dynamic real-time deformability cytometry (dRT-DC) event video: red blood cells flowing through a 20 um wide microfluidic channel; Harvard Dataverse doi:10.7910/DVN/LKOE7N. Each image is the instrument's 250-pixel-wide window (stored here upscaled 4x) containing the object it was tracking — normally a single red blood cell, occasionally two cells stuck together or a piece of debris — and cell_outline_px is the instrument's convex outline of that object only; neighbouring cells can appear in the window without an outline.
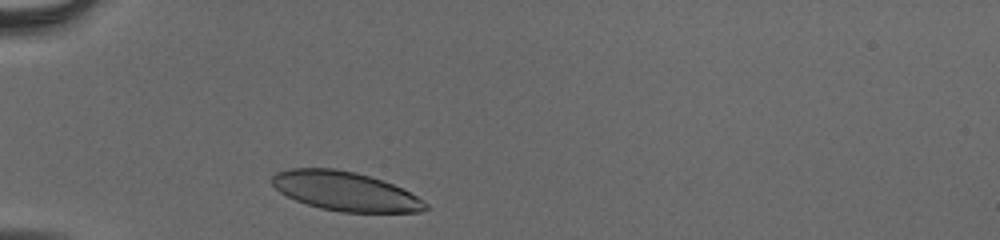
{"species": "human", "species_latin": "Homo sapiens", "temperature_condition": "cold", "stored_images_in_passage": 30, "camera_frame_rate_fps": 3000, "um_per_image_px": 0.085, "donor": {"sex": "male"}, "frame": {"image": 1, "passage_image": 2, "time_ms": 0.333, "image_size_px": [1000, 240], "cell_outline_px": [[428, 208], [420, 212], [340, 212], [320, 208], [296, 200], [280, 192], [272, 184], [272, 176], [276, 172], [288, 168], [336, 168], [356, 172], [392, 184], [416, 196], [428, 204]], "centroid_in_image_um": [29.31, 16.25], "position_along_channel_um": 55.7, "area_um2": 34.74}}
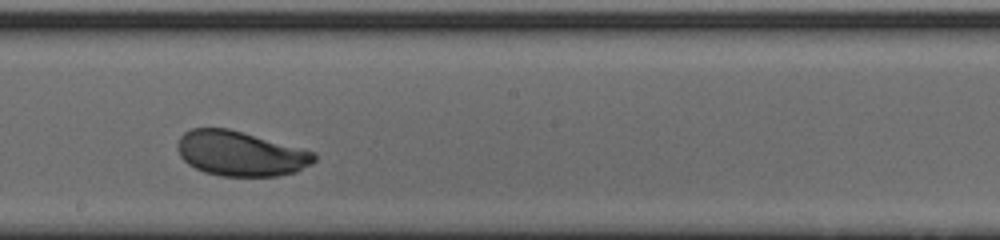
{"frame": {"image": 2, "passage_image": 17, "time_ms": 5.333, "image_size_px": [1000, 240], "cell_outline_px": [[316, 160], [312, 164], [296, 172], [276, 176], [220, 176], [204, 172], [188, 164], [180, 156], [176, 148], [176, 144], [180, 136], [184, 132], [192, 128], [228, 128], [316, 152]], "centroid_in_image_um": [20.43, 13.05], "position_along_channel_um": 227.8, "area_um2": 35.89}}
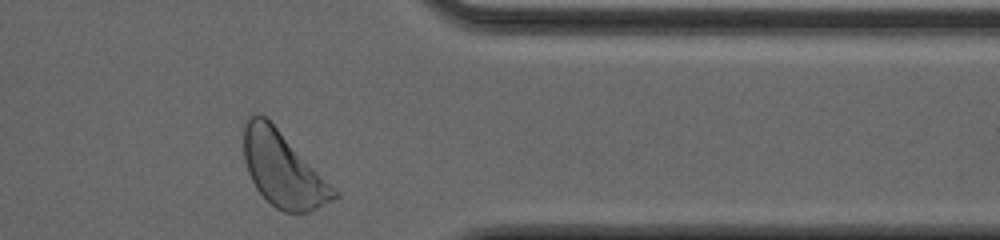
{"frame": {"image": 3, "passage_image": 30, "time_ms": 9.667, "image_size_px": [1000, 240], "cell_outline_px": [[340, 196], [308, 212], [284, 212], [276, 208], [256, 188], [248, 172], [244, 160], [244, 120], [252, 112], [260, 112], [340, 192]], "centroid_in_image_um": [24.04, 14.38], "position_along_channel_um": 387.4, "area_um2": 38.84}, "authors_computed_cell_mechanics": {"area_um2": 35.9805, "velocity_mm_per_s": 3.8342, "shape_relaxation_time_tau1_ms": 1.8035, "shape_relaxation_time_tau2_ms": null, "deformation_change_tau1": 0.1171, "deformation_change_tau2": null}}